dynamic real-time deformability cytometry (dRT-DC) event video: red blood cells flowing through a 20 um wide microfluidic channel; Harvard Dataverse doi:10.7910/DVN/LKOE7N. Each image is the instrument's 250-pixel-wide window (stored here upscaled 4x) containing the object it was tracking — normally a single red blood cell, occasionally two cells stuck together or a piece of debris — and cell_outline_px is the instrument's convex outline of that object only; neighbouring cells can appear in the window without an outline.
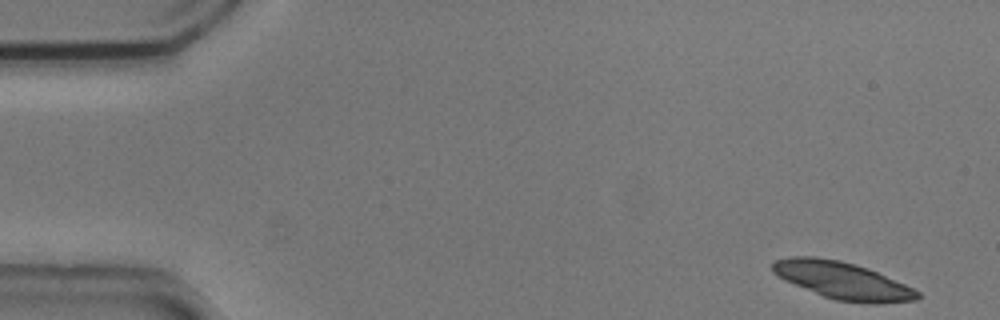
{"species": "common noctule bat (a hibernating species)", "species_latin": "Nyctalus noctula", "temperature_condition": "cold", "stored_images_in_passage": 52, "camera_frame_rate_fps": 3000, "um_per_image_px": 0.085, "animal": {"sex": "male", "body_mass_g": 20.5, "forearm_length_mm": 52.5}, "frame": {"image": 1, "passage_image": 1, "time_ms": 0.0, "image_size_px": [1000, 320], "cell_outline_px": [[920, 296], [916, 300], [876, 304], [868, 304], [836, 300], [824, 296], [784, 280], [772, 272], [772, 264], [776, 260], [788, 256], [816, 256], [840, 260], [868, 268], [904, 284], [920, 292]], "centroid_in_image_um": [71.6, 23.84], "position_along_channel_um": 13.4, "area_um2": 31.33}}